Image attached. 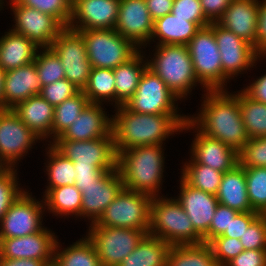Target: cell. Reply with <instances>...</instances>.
I'll list each match as a JSON object with an SVG mask.
<instances>
[{
    "label": "cell",
    "instance_id": "11",
    "mask_svg": "<svg viewBox=\"0 0 266 266\" xmlns=\"http://www.w3.org/2000/svg\"><path fill=\"white\" fill-rule=\"evenodd\" d=\"M51 145L74 166L99 167L104 171L117 169L118 155L113 135L88 141L53 140Z\"/></svg>",
    "mask_w": 266,
    "mask_h": 266
},
{
    "label": "cell",
    "instance_id": "8",
    "mask_svg": "<svg viewBox=\"0 0 266 266\" xmlns=\"http://www.w3.org/2000/svg\"><path fill=\"white\" fill-rule=\"evenodd\" d=\"M193 63L195 75L207 91L223 89L221 56L213 31V22L200 28L186 45Z\"/></svg>",
    "mask_w": 266,
    "mask_h": 266
},
{
    "label": "cell",
    "instance_id": "31",
    "mask_svg": "<svg viewBox=\"0 0 266 266\" xmlns=\"http://www.w3.org/2000/svg\"><path fill=\"white\" fill-rule=\"evenodd\" d=\"M172 245L147 234L118 266H167Z\"/></svg>",
    "mask_w": 266,
    "mask_h": 266
},
{
    "label": "cell",
    "instance_id": "26",
    "mask_svg": "<svg viewBox=\"0 0 266 266\" xmlns=\"http://www.w3.org/2000/svg\"><path fill=\"white\" fill-rule=\"evenodd\" d=\"M54 106L41 95H34L17 104L12 110L20 120L39 138L52 137Z\"/></svg>",
    "mask_w": 266,
    "mask_h": 266
},
{
    "label": "cell",
    "instance_id": "17",
    "mask_svg": "<svg viewBox=\"0 0 266 266\" xmlns=\"http://www.w3.org/2000/svg\"><path fill=\"white\" fill-rule=\"evenodd\" d=\"M120 0H76L68 27L74 31L115 29Z\"/></svg>",
    "mask_w": 266,
    "mask_h": 266
},
{
    "label": "cell",
    "instance_id": "43",
    "mask_svg": "<svg viewBox=\"0 0 266 266\" xmlns=\"http://www.w3.org/2000/svg\"><path fill=\"white\" fill-rule=\"evenodd\" d=\"M238 164L243 168H266V137L249 139L238 152Z\"/></svg>",
    "mask_w": 266,
    "mask_h": 266
},
{
    "label": "cell",
    "instance_id": "62",
    "mask_svg": "<svg viewBox=\"0 0 266 266\" xmlns=\"http://www.w3.org/2000/svg\"><path fill=\"white\" fill-rule=\"evenodd\" d=\"M2 4H3V1H2V0H0V6H1V7H2ZM1 7H0V8H1Z\"/></svg>",
    "mask_w": 266,
    "mask_h": 266
},
{
    "label": "cell",
    "instance_id": "23",
    "mask_svg": "<svg viewBox=\"0 0 266 266\" xmlns=\"http://www.w3.org/2000/svg\"><path fill=\"white\" fill-rule=\"evenodd\" d=\"M197 134L191 147V158L199 164L220 172H227L238 165V153L220 140L211 138L195 129Z\"/></svg>",
    "mask_w": 266,
    "mask_h": 266
},
{
    "label": "cell",
    "instance_id": "2",
    "mask_svg": "<svg viewBox=\"0 0 266 266\" xmlns=\"http://www.w3.org/2000/svg\"><path fill=\"white\" fill-rule=\"evenodd\" d=\"M182 126L170 114H140L125 105L117 107L112 118V135L117 155L129 148L162 145Z\"/></svg>",
    "mask_w": 266,
    "mask_h": 266
},
{
    "label": "cell",
    "instance_id": "48",
    "mask_svg": "<svg viewBox=\"0 0 266 266\" xmlns=\"http://www.w3.org/2000/svg\"><path fill=\"white\" fill-rule=\"evenodd\" d=\"M244 250L266 249V216L259 215L240 238Z\"/></svg>",
    "mask_w": 266,
    "mask_h": 266
},
{
    "label": "cell",
    "instance_id": "21",
    "mask_svg": "<svg viewBox=\"0 0 266 266\" xmlns=\"http://www.w3.org/2000/svg\"><path fill=\"white\" fill-rule=\"evenodd\" d=\"M123 188L118 168L109 171L99 183L83 186L81 216L95 223Z\"/></svg>",
    "mask_w": 266,
    "mask_h": 266
},
{
    "label": "cell",
    "instance_id": "6",
    "mask_svg": "<svg viewBox=\"0 0 266 266\" xmlns=\"http://www.w3.org/2000/svg\"><path fill=\"white\" fill-rule=\"evenodd\" d=\"M180 100L148 67L144 70L134 95L125 106L140 114H170L182 127L188 116L177 114L175 101ZM176 107V108H175Z\"/></svg>",
    "mask_w": 266,
    "mask_h": 266
},
{
    "label": "cell",
    "instance_id": "24",
    "mask_svg": "<svg viewBox=\"0 0 266 266\" xmlns=\"http://www.w3.org/2000/svg\"><path fill=\"white\" fill-rule=\"evenodd\" d=\"M258 9V0H232L217 23L256 49Z\"/></svg>",
    "mask_w": 266,
    "mask_h": 266
},
{
    "label": "cell",
    "instance_id": "3",
    "mask_svg": "<svg viewBox=\"0 0 266 266\" xmlns=\"http://www.w3.org/2000/svg\"><path fill=\"white\" fill-rule=\"evenodd\" d=\"M162 145L137 146L118 154L117 168L124 188L158 196L162 184L164 154Z\"/></svg>",
    "mask_w": 266,
    "mask_h": 266
},
{
    "label": "cell",
    "instance_id": "13",
    "mask_svg": "<svg viewBox=\"0 0 266 266\" xmlns=\"http://www.w3.org/2000/svg\"><path fill=\"white\" fill-rule=\"evenodd\" d=\"M213 31L221 56L224 88L227 80L255 66V62L260 60V53L249 42L217 22H213Z\"/></svg>",
    "mask_w": 266,
    "mask_h": 266
},
{
    "label": "cell",
    "instance_id": "35",
    "mask_svg": "<svg viewBox=\"0 0 266 266\" xmlns=\"http://www.w3.org/2000/svg\"><path fill=\"white\" fill-rule=\"evenodd\" d=\"M83 93L87 96L90 103L102 104L101 102L108 100V102H115L116 106L113 69L92 67Z\"/></svg>",
    "mask_w": 266,
    "mask_h": 266
},
{
    "label": "cell",
    "instance_id": "18",
    "mask_svg": "<svg viewBox=\"0 0 266 266\" xmlns=\"http://www.w3.org/2000/svg\"><path fill=\"white\" fill-rule=\"evenodd\" d=\"M50 230H43L31 235L0 238V258L37 259L48 263L54 260L57 238Z\"/></svg>",
    "mask_w": 266,
    "mask_h": 266
},
{
    "label": "cell",
    "instance_id": "56",
    "mask_svg": "<svg viewBox=\"0 0 266 266\" xmlns=\"http://www.w3.org/2000/svg\"><path fill=\"white\" fill-rule=\"evenodd\" d=\"M153 21L170 14L174 0H145Z\"/></svg>",
    "mask_w": 266,
    "mask_h": 266
},
{
    "label": "cell",
    "instance_id": "27",
    "mask_svg": "<svg viewBox=\"0 0 266 266\" xmlns=\"http://www.w3.org/2000/svg\"><path fill=\"white\" fill-rule=\"evenodd\" d=\"M39 48L24 35L9 30L0 38V67L9 71L34 62Z\"/></svg>",
    "mask_w": 266,
    "mask_h": 266
},
{
    "label": "cell",
    "instance_id": "30",
    "mask_svg": "<svg viewBox=\"0 0 266 266\" xmlns=\"http://www.w3.org/2000/svg\"><path fill=\"white\" fill-rule=\"evenodd\" d=\"M139 50L126 63L120 64L113 73L115 76L116 107L125 103L134 95L144 70L148 67ZM143 63V64H142ZM142 65V66H141Z\"/></svg>",
    "mask_w": 266,
    "mask_h": 266
},
{
    "label": "cell",
    "instance_id": "59",
    "mask_svg": "<svg viewBox=\"0 0 266 266\" xmlns=\"http://www.w3.org/2000/svg\"><path fill=\"white\" fill-rule=\"evenodd\" d=\"M12 167L0 155V176L5 175Z\"/></svg>",
    "mask_w": 266,
    "mask_h": 266
},
{
    "label": "cell",
    "instance_id": "54",
    "mask_svg": "<svg viewBox=\"0 0 266 266\" xmlns=\"http://www.w3.org/2000/svg\"><path fill=\"white\" fill-rule=\"evenodd\" d=\"M266 47V0L259 2L256 50L260 53Z\"/></svg>",
    "mask_w": 266,
    "mask_h": 266
},
{
    "label": "cell",
    "instance_id": "20",
    "mask_svg": "<svg viewBox=\"0 0 266 266\" xmlns=\"http://www.w3.org/2000/svg\"><path fill=\"white\" fill-rule=\"evenodd\" d=\"M180 194L176 200L189 216L194 229L209 243V228L219 204L217 196L190 186L182 177Z\"/></svg>",
    "mask_w": 266,
    "mask_h": 266
},
{
    "label": "cell",
    "instance_id": "61",
    "mask_svg": "<svg viewBox=\"0 0 266 266\" xmlns=\"http://www.w3.org/2000/svg\"><path fill=\"white\" fill-rule=\"evenodd\" d=\"M266 56V47L260 52V57Z\"/></svg>",
    "mask_w": 266,
    "mask_h": 266
},
{
    "label": "cell",
    "instance_id": "49",
    "mask_svg": "<svg viewBox=\"0 0 266 266\" xmlns=\"http://www.w3.org/2000/svg\"><path fill=\"white\" fill-rule=\"evenodd\" d=\"M238 213L239 211L235 209L218 204L209 228V242L215 237L222 235L229 228L232 218Z\"/></svg>",
    "mask_w": 266,
    "mask_h": 266
},
{
    "label": "cell",
    "instance_id": "58",
    "mask_svg": "<svg viewBox=\"0 0 266 266\" xmlns=\"http://www.w3.org/2000/svg\"><path fill=\"white\" fill-rule=\"evenodd\" d=\"M6 71L0 67V109H4V93L3 86L5 80Z\"/></svg>",
    "mask_w": 266,
    "mask_h": 266
},
{
    "label": "cell",
    "instance_id": "46",
    "mask_svg": "<svg viewBox=\"0 0 266 266\" xmlns=\"http://www.w3.org/2000/svg\"><path fill=\"white\" fill-rule=\"evenodd\" d=\"M81 90L72 82L63 78L51 84L42 86L40 95L54 107L61 104L64 100L69 99Z\"/></svg>",
    "mask_w": 266,
    "mask_h": 266
},
{
    "label": "cell",
    "instance_id": "42",
    "mask_svg": "<svg viewBox=\"0 0 266 266\" xmlns=\"http://www.w3.org/2000/svg\"><path fill=\"white\" fill-rule=\"evenodd\" d=\"M20 4L52 15L64 27H68L71 19L72 3L70 0H17Z\"/></svg>",
    "mask_w": 266,
    "mask_h": 266
},
{
    "label": "cell",
    "instance_id": "38",
    "mask_svg": "<svg viewBox=\"0 0 266 266\" xmlns=\"http://www.w3.org/2000/svg\"><path fill=\"white\" fill-rule=\"evenodd\" d=\"M89 103L87 96L83 91H80L75 96L56 105L52 123V139L55 140L61 136Z\"/></svg>",
    "mask_w": 266,
    "mask_h": 266
},
{
    "label": "cell",
    "instance_id": "25",
    "mask_svg": "<svg viewBox=\"0 0 266 266\" xmlns=\"http://www.w3.org/2000/svg\"><path fill=\"white\" fill-rule=\"evenodd\" d=\"M41 89L35 62L6 71L3 86L4 109H13L23 100L40 95Z\"/></svg>",
    "mask_w": 266,
    "mask_h": 266
},
{
    "label": "cell",
    "instance_id": "52",
    "mask_svg": "<svg viewBox=\"0 0 266 266\" xmlns=\"http://www.w3.org/2000/svg\"><path fill=\"white\" fill-rule=\"evenodd\" d=\"M225 266H266V249L244 250Z\"/></svg>",
    "mask_w": 266,
    "mask_h": 266
},
{
    "label": "cell",
    "instance_id": "60",
    "mask_svg": "<svg viewBox=\"0 0 266 266\" xmlns=\"http://www.w3.org/2000/svg\"><path fill=\"white\" fill-rule=\"evenodd\" d=\"M44 266H59V265L55 260H52V261L46 263Z\"/></svg>",
    "mask_w": 266,
    "mask_h": 266
},
{
    "label": "cell",
    "instance_id": "47",
    "mask_svg": "<svg viewBox=\"0 0 266 266\" xmlns=\"http://www.w3.org/2000/svg\"><path fill=\"white\" fill-rule=\"evenodd\" d=\"M171 13L195 22L200 28L211 24L202 11L200 0H174Z\"/></svg>",
    "mask_w": 266,
    "mask_h": 266
},
{
    "label": "cell",
    "instance_id": "7",
    "mask_svg": "<svg viewBox=\"0 0 266 266\" xmlns=\"http://www.w3.org/2000/svg\"><path fill=\"white\" fill-rule=\"evenodd\" d=\"M78 32L85 40L91 67L115 69L139 51V48L115 29H90Z\"/></svg>",
    "mask_w": 266,
    "mask_h": 266
},
{
    "label": "cell",
    "instance_id": "12",
    "mask_svg": "<svg viewBox=\"0 0 266 266\" xmlns=\"http://www.w3.org/2000/svg\"><path fill=\"white\" fill-rule=\"evenodd\" d=\"M51 48L61 60L65 70V79L83 91L88 83L92 67L82 35L65 27L54 39Z\"/></svg>",
    "mask_w": 266,
    "mask_h": 266
},
{
    "label": "cell",
    "instance_id": "28",
    "mask_svg": "<svg viewBox=\"0 0 266 266\" xmlns=\"http://www.w3.org/2000/svg\"><path fill=\"white\" fill-rule=\"evenodd\" d=\"M216 196L221 205L239 212L253 211L247 193L245 170L239 164L223 174Z\"/></svg>",
    "mask_w": 266,
    "mask_h": 266
},
{
    "label": "cell",
    "instance_id": "5",
    "mask_svg": "<svg viewBox=\"0 0 266 266\" xmlns=\"http://www.w3.org/2000/svg\"><path fill=\"white\" fill-rule=\"evenodd\" d=\"M148 68L179 98H185L199 81L186 45H157ZM192 88V89H191Z\"/></svg>",
    "mask_w": 266,
    "mask_h": 266
},
{
    "label": "cell",
    "instance_id": "45",
    "mask_svg": "<svg viewBox=\"0 0 266 266\" xmlns=\"http://www.w3.org/2000/svg\"><path fill=\"white\" fill-rule=\"evenodd\" d=\"M16 172L17 170L12 167L5 175L0 176V221L8 208L24 191L18 186Z\"/></svg>",
    "mask_w": 266,
    "mask_h": 266
},
{
    "label": "cell",
    "instance_id": "19",
    "mask_svg": "<svg viewBox=\"0 0 266 266\" xmlns=\"http://www.w3.org/2000/svg\"><path fill=\"white\" fill-rule=\"evenodd\" d=\"M153 23L145 0H120L115 30L139 50L151 40Z\"/></svg>",
    "mask_w": 266,
    "mask_h": 266
},
{
    "label": "cell",
    "instance_id": "39",
    "mask_svg": "<svg viewBox=\"0 0 266 266\" xmlns=\"http://www.w3.org/2000/svg\"><path fill=\"white\" fill-rule=\"evenodd\" d=\"M48 175L49 186L47 188H57L67 185H75V167L73 161L60 154L51 144H48Z\"/></svg>",
    "mask_w": 266,
    "mask_h": 266
},
{
    "label": "cell",
    "instance_id": "34",
    "mask_svg": "<svg viewBox=\"0 0 266 266\" xmlns=\"http://www.w3.org/2000/svg\"><path fill=\"white\" fill-rule=\"evenodd\" d=\"M167 266H219L208 243L173 245Z\"/></svg>",
    "mask_w": 266,
    "mask_h": 266
},
{
    "label": "cell",
    "instance_id": "50",
    "mask_svg": "<svg viewBox=\"0 0 266 266\" xmlns=\"http://www.w3.org/2000/svg\"><path fill=\"white\" fill-rule=\"evenodd\" d=\"M260 214L255 211L251 212H239L234 218H232L229 228L220 236L240 239L245 233L248 226L259 216Z\"/></svg>",
    "mask_w": 266,
    "mask_h": 266
},
{
    "label": "cell",
    "instance_id": "32",
    "mask_svg": "<svg viewBox=\"0 0 266 266\" xmlns=\"http://www.w3.org/2000/svg\"><path fill=\"white\" fill-rule=\"evenodd\" d=\"M44 197V205L54 215L55 213L56 216L72 214V216L81 217L82 193L75 185L47 188Z\"/></svg>",
    "mask_w": 266,
    "mask_h": 266
},
{
    "label": "cell",
    "instance_id": "10",
    "mask_svg": "<svg viewBox=\"0 0 266 266\" xmlns=\"http://www.w3.org/2000/svg\"><path fill=\"white\" fill-rule=\"evenodd\" d=\"M90 225L87 237L103 266H118L148 234V230Z\"/></svg>",
    "mask_w": 266,
    "mask_h": 266
},
{
    "label": "cell",
    "instance_id": "16",
    "mask_svg": "<svg viewBox=\"0 0 266 266\" xmlns=\"http://www.w3.org/2000/svg\"><path fill=\"white\" fill-rule=\"evenodd\" d=\"M38 140L12 109H0V155L11 167Z\"/></svg>",
    "mask_w": 266,
    "mask_h": 266
},
{
    "label": "cell",
    "instance_id": "33",
    "mask_svg": "<svg viewBox=\"0 0 266 266\" xmlns=\"http://www.w3.org/2000/svg\"><path fill=\"white\" fill-rule=\"evenodd\" d=\"M59 244L57 240L54 252V260L59 266H103L93 242L87 235L62 251Z\"/></svg>",
    "mask_w": 266,
    "mask_h": 266
},
{
    "label": "cell",
    "instance_id": "36",
    "mask_svg": "<svg viewBox=\"0 0 266 266\" xmlns=\"http://www.w3.org/2000/svg\"><path fill=\"white\" fill-rule=\"evenodd\" d=\"M181 177L192 187L216 195L221 184L223 172L196 163L192 158L185 163Z\"/></svg>",
    "mask_w": 266,
    "mask_h": 266
},
{
    "label": "cell",
    "instance_id": "51",
    "mask_svg": "<svg viewBox=\"0 0 266 266\" xmlns=\"http://www.w3.org/2000/svg\"><path fill=\"white\" fill-rule=\"evenodd\" d=\"M76 177L75 186L78 190H82L83 186L97 184L109 172L100 169L99 167H84L74 166Z\"/></svg>",
    "mask_w": 266,
    "mask_h": 266
},
{
    "label": "cell",
    "instance_id": "57",
    "mask_svg": "<svg viewBox=\"0 0 266 266\" xmlns=\"http://www.w3.org/2000/svg\"><path fill=\"white\" fill-rule=\"evenodd\" d=\"M43 260L37 259H6L0 258V266H44Z\"/></svg>",
    "mask_w": 266,
    "mask_h": 266
},
{
    "label": "cell",
    "instance_id": "40",
    "mask_svg": "<svg viewBox=\"0 0 266 266\" xmlns=\"http://www.w3.org/2000/svg\"><path fill=\"white\" fill-rule=\"evenodd\" d=\"M41 52L39 54V50L37 51L34 60L41 85L45 86L65 78L64 67L55 51L51 47H45Z\"/></svg>",
    "mask_w": 266,
    "mask_h": 266
},
{
    "label": "cell",
    "instance_id": "9",
    "mask_svg": "<svg viewBox=\"0 0 266 266\" xmlns=\"http://www.w3.org/2000/svg\"><path fill=\"white\" fill-rule=\"evenodd\" d=\"M152 196L123 188L104 210L96 225L149 230Z\"/></svg>",
    "mask_w": 266,
    "mask_h": 266
},
{
    "label": "cell",
    "instance_id": "41",
    "mask_svg": "<svg viewBox=\"0 0 266 266\" xmlns=\"http://www.w3.org/2000/svg\"><path fill=\"white\" fill-rule=\"evenodd\" d=\"M247 193L253 211L266 214V168H244Z\"/></svg>",
    "mask_w": 266,
    "mask_h": 266
},
{
    "label": "cell",
    "instance_id": "15",
    "mask_svg": "<svg viewBox=\"0 0 266 266\" xmlns=\"http://www.w3.org/2000/svg\"><path fill=\"white\" fill-rule=\"evenodd\" d=\"M9 1L16 23L11 30L24 35L41 49L51 47L54 39L65 27L52 15L26 7L17 0Z\"/></svg>",
    "mask_w": 266,
    "mask_h": 266
},
{
    "label": "cell",
    "instance_id": "55",
    "mask_svg": "<svg viewBox=\"0 0 266 266\" xmlns=\"http://www.w3.org/2000/svg\"><path fill=\"white\" fill-rule=\"evenodd\" d=\"M242 91L252 100L266 104V74L257 78Z\"/></svg>",
    "mask_w": 266,
    "mask_h": 266
},
{
    "label": "cell",
    "instance_id": "14",
    "mask_svg": "<svg viewBox=\"0 0 266 266\" xmlns=\"http://www.w3.org/2000/svg\"><path fill=\"white\" fill-rule=\"evenodd\" d=\"M44 206V201H37L30 193L23 191L0 221V238L22 237L43 230Z\"/></svg>",
    "mask_w": 266,
    "mask_h": 266
},
{
    "label": "cell",
    "instance_id": "22",
    "mask_svg": "<svg viewBox=\"0 0 266 266\" xmlns=\"http://www.w3.org/2000/svg\"><path fill=\"white\" fill-rule=\"evenodd\" d=\"M101 104L89 103L74 123L55 140L88 141L112 135V118Z\"/></svg>",
    "mask_w": 266,
    "mask_h": 266
},
{
    "label": "cell",
    "instance_id": "29",
    "mask_svg": "<svg viewBox=\"0 0 266 266\" xmlns=\"http://www.w3.org/2000/svg\"><path fill=\"white\" fill-rule=\"evenodd\" d=\"M199 29L195 22L170 13L154 21L151 40L159 38L158 45H187Z\"/></svg>",
    "mask_w": 266,
    "mask_h": 266
},
{
    "label": "cell",
    "instance_id": "37",
    "mask_svg": "<svg viewBox=\"0 0 266 266\" xmlns=\"http://www.w3.org/2000/svg\"><path fill=\"white\" fill-rule=\"evenodd\" d=\"M242 121L249 139L266 137V104L249 98L239 91Z\"/></svg>",
    "mask_w": 266,
    "mask_h": 266
},
{
    "label": "cell",
    "instance_id": "4",
    "mask_svg": "<svg viewBox=\"0 0 266 266\" xmlns=\"http://www.w3.org/2000/svg\"><path fill=\"white\" fill-rule=\"evenodd\" d=\"M148 234L172 246L203 243V237L175 198H152Z\"/></svg>",
    "mask_w": 266,
    "mask_h": 266
},
{
    "label": "cell",
    "instance_id": "53",
    "mask_svg": "<svg viewBox=\"0 0 266 266\" xmlns=\"http://www.w3.org/2000/svg\"><path fill=\"white\" fill-rule=\"evenodd\" d=\"M232 0H200L202 11L210 22H217Z\"/></svg>",
    "mask_w": 266,
    "mask_h": 266
},
{
    "label": "cell",
    "instance_id": "44",
    "mask_svg": "<svg viewBox=\"0 0 266 266\" xmlns=\"http://www.w3.org/2000/svg\"><path fill=\"white\" fill-rule=\"evenodd\" d=\"M219 266H225L230 260L244 251L240 239L217 236L209 243Z\"/></svg>",
    "mask_w": 266,
    "mask_h": 266
},
{
    "label": "cell",
    "instance_id": "1",
    "mask_svg": "<svg viewBox=\"0 0 266 266\" xmlns=\"http://www.w3.org/2000/svg\"><path fill=\"white\" fill-rule=\"evenodd\" d=\"M238 94L226 90L207 91L197 117H188L182 130L197 128L205 135L220 140L237 153L249 141L241 116Z\"/></svg>",
    "mask_w": 266,
    "mask_h": 266
}]
</instances>
